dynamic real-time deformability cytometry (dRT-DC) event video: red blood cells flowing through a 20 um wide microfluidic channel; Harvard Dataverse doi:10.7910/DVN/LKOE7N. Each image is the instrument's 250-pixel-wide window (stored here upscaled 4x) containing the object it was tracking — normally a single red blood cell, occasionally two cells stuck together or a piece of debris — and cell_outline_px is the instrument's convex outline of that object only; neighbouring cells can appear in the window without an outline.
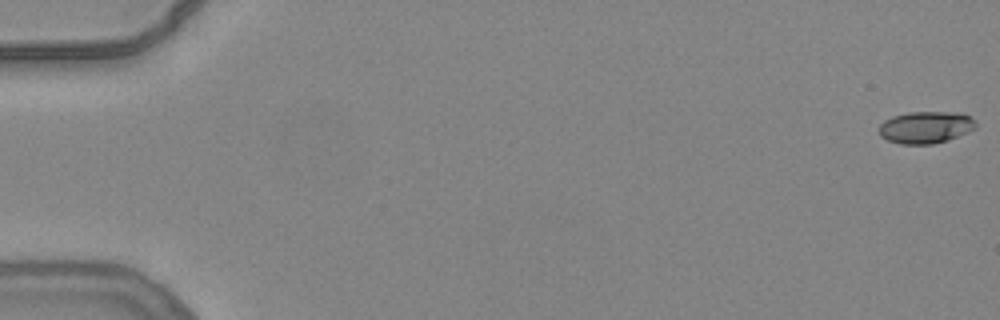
{"species": "common noctule bat (a hibernating species)", "species_latin": "Nyctalus noctula", "temperature_condition": "warm", "stored_images_in_passage": 14, "camera_frame_rate_fps": 3000, "um_per_image_px": 0.085, "animal": {"sex": "female", "body_mass_g": 24.6, "forearm_length_mm": 56.2}, "frame": {"image": 1, "passage_image": 1, "time_ms": 0.0, "image_size_px": [1000, 320], "cell_outline_px": [[976, 128], [948, 140], [932, 144], [900, 144], [888, 140], [880, 136], [880, 124], [884, 120], [892, 116], [908, 112], [948, 112], [972, 116], [976, 120]], "centroid_in_image_um": [78.68, 10.82], "position_along_channel_um": 6.3, "area_um2": 18.03}}